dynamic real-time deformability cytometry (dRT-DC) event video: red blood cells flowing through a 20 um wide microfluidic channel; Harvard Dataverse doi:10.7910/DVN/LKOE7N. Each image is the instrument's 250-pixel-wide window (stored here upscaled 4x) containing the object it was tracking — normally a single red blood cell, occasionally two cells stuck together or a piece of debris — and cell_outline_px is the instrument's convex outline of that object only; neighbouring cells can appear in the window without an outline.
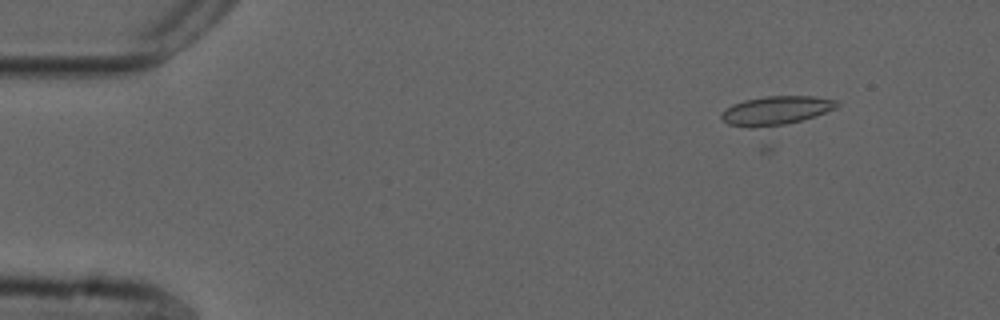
{"species": "common noctule bat (a hibernating species)", "species_latin": "Nyctalus noctula", "temperature_condition": "cold", "stored_images_in_passage": 13, "camera_frame_rate_fps": 3000, "um_per_image_px": 0.085, "animal": {"sex": "male", "forearm_length_mm": 52.5}, "frame": {"image": 1, "passage_image": 4, "time_ms": 1.0, "image_size_px": [1000, 320], "cell_outline_px": [[840, 104], [836, 108], [800, 120], [784, 124], [752, 128], [748, 128], [728, 124], [720, 116], [732, 104], [744, 100], [764, 96], [812, 96], [836, 100]], "centroid_in_image_um": [65.94, 9.38], "position_along_channel_um": 19.1, "area_um2": 19.02}}